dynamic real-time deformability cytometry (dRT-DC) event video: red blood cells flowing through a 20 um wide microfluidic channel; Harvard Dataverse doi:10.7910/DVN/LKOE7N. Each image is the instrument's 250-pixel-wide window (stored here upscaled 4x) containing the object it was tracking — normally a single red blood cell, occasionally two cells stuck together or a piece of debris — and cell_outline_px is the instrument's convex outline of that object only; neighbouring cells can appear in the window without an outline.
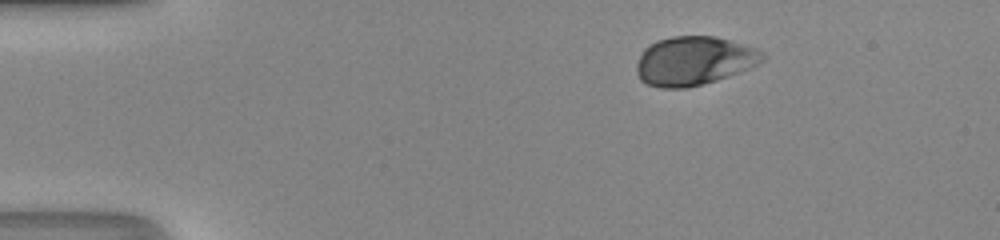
{"species": "human", "species_latin": "Homo sapiens", "temperature_condition": "room temperature", "stored_images_in_passage": 43, "camera_frame_rate_fps": 3000, "um_per_image_px": 0.085, "donor": {"sex": "male"}, "frame": {"image": 1, "passage_image": 1, "time_ms": 0.0, "image_size_px": [1000, 240], "cell_outline_px": [[764, 60], [748, 68], [728, 76], [704, 84], [684, 88], [660, 88], [648, 84], [640, 80], [636, 72], [636, 64], [644, 48], [648, 44], [656, 40], [672, 36], [716, 36], [756, 48], [764, 52]], "centroid_in_image_um": [58.95, 5.16], "position_along_channel_um": 26.1, "area_um2": 35.89}}
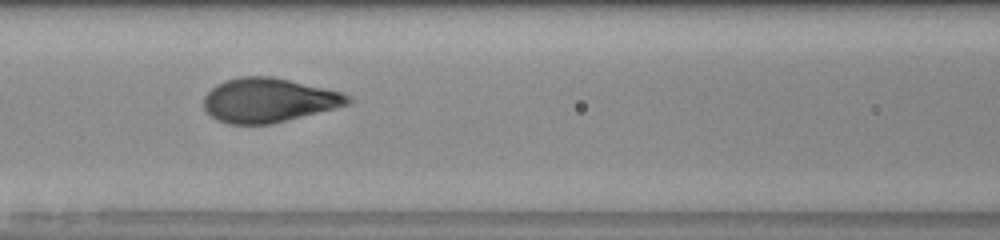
{"frame": {"image": 2, "passage_image": 16, "time_ms": 5.0, "image_size_px": [1000, 240], "cell_outline_px": [[352, 100], [348, 104], [272, 124], [228, 124], [216, 120], [204, 108], [204, 96], [216, 84], [240, 76], [272, 76], [344, 92], [352, 96]], "centroid_in_image_um": [22.83, 8.51], "position_along_channel_um": 143.8, "area_um2": 37.05}}
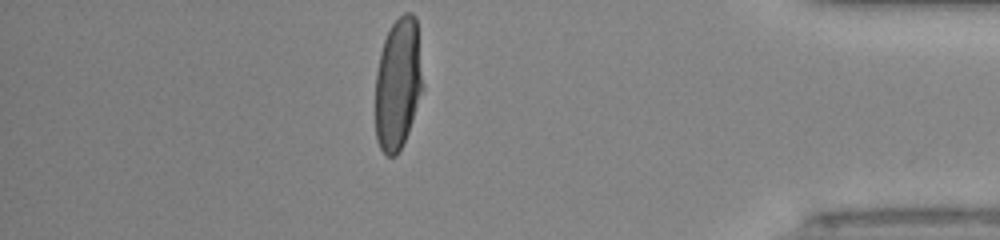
{"frame": {"image": 3, "passage_image": 37, "time_ms": 12.0, "image_size_px": [1000, 240], "cell_outline_px": [[424, 88], [408, 132], [396, 156], [388, 156], [380, 148], [376, 140], [376, 72], [380, 52], [384, 40], [392, 24], [404, 12], [412, 12], [416, 16], [424, 84]], "centroid_in_image_um": [33.85, 7.09], "position_along_channel_um": 401.4, "area_um2": 36.65}, "authors_computed_cell_mechanics": {"area_um2": 37.281, "velocity_mm_per_s": 4.1949, "shape_relaxation_time_tau1_ms": 3.7998, "shape_relaxation_time_tau2_ms": null, "deformation_change_tau1": 0.1912, "deformation_change_tau2": null}}